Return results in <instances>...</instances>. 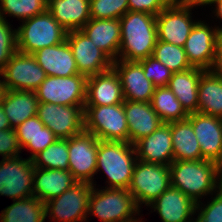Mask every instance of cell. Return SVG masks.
<instances>
[{"label":"cell","mask_w":222,"mask_h":222,"mask_svg":"<svg viewBox=\"0 0 222 222\" xmlns=\"http://www.w3.org/2000/svg\"><path fill=\"white\" fill-rule=\"evenodd\" d=\"M0 78H2L1 74H0ZM5 92H6V87L4 85V82L3 80H0V103L3 100Z\"/></svg>","instance_id":"obj_49"},{"label":"cell","mask_w":222,"mask_h":222,"mask_svg":"<svg viewBox=\"0 0 222 222\" xmlns=\"http://www.w3.org/2000/svg\"><path fill=\"white\" fill-rule=\"evenodd\" d=\"M209 71L212 74L222 78V38L217 44L214 60Z\"/></svg>","instance_id":"obj_44"},{"label":"cell","mask_w":222,"mask_h":222,"mask_svg":"<svg viewBox=\"0 0 222 222\" xmlns=\"http://www.w3.org/2000/svg\"><path fill=\"white\" fill-rule=\"evenodd\" d=\"M47 10L67 32L81 30L91 19L90 0H51Z\"/></svg>","instance_id":"obj_26"},{"label":"cell","mask_w":222,"mask_h":222,"mask_svg":"<svg viewBox=\"0 0 222 222\" xmlns=\"http://www.w3.org/2000/svg\"><path fill=\"white\" fill-rule=\"evenodd\" d=\"M78 181L69 170L34 169L33 196L46 203L50 199L60 196Z\"/></svg>","instance_id":"obj_25"},{"label":"cell","mask_w":222,"mask_h":222,"mask_svg":"<svg viewBox=\"0 0 222 222\" xmlns=\"http://www.w3.org/2000/svg\"><path fill=\"white\" fill-rule=\"evenodd\" d=\"M81 31L113 61L118 60L121 45L120 19L91 18Z\"/></svg>","instance_id":"obj_24"},{"label":"cell","mask_w":222,"mask_h":222,"mask_svg":"<svg viewBox=\"0 0 222 222\" xmlns=\"http://www.w3.org/2000/svg\"><path fill=\"white\" fill-rule=\"evenodd\" d=\"M1 77L6 90L35 92L47 75L32 54L17 51L1 69Z\"/></svg>","instance_id":"obj_12"},{"label":"cell","mask_w":222,"mask_h":222,"mask_svg":"<svg viewBox=\"0 0 222 222\" xmlns=\"http://www.w3.org/2000/svg\"><path fill=\"white\" fill-rule=\"evenodd\" d=\"M11 128L12 127L9 123V120L7 119L4 109L2 108V105L0 103V130H8Z\"/></svg>","instance_id":"obj_48"},{"label":"cell","mask_w":222,"mask_h":222,"mask_svg":"<svg viewBox=\"0 0 222 222\" xmlns=\"http://www.w3.org/2000/svg\"><path fill=\"white\" fill-rule=\"evenodd\" d=\"M32 55L47 76L67 77L79 74L72 50L66 40L54 46L44 47Z\"/></svg>","instance_id":"obj_23"},{"label":"cell","mask_w":222,"mask_h":222,"mask_svg":"<svg viewBox=\"0 0 222 222\" xmlns=\"http://www.w3.org/2000/svg\"><path fill=\"white\" fill-rule=\"evenodd\" d=\"M22 149L15 128L0 130V155L2 159L20 156Z\"/></svg>","instance_id":"obj_40"},{"label":"cell","mask_w":222,"mask_h":222,"mask_svg":"<svg viewBox=\"0 0 222 222\" xmlns=\"http://www.w3.org/2000/svg\"><path fill=\"white\" fill-rule=\"evenodd\" d=\"M192 8L166 6L157 16L158 40L184 47L197 20L192 19Z\"/></svg>","instance_id":"obj_16"},{"label":"cell","mask_w":222,"mask_h":222,"mask_svg":"<svg viewBox=\"0 0 222 222\" xmlns=\"http://www.w3.org/2000/svg\"><path fill=\"white\" fill-rule=\"evenodd\" d=\"M211 199L205 205L201 201L196 204L198 216L195 222H222V192L217 191Z\"/></svg>","instance_id":"obj_39"},{"label":"cell","mask_w":222,"mask_h":222,"mask_svg":"<svg viewBox=\"0 0 222 222\" xmlns=\"http://www.w3.org/2000/svg\"><path fill=\"white\" fill-rule=\"evenodd\" d=\"M36 116L58 139H69L84 131V105L39 102Z\"/></svg>","instance_id":"obj_10"},{"label":"cell","mask_w":222,"mask_h":222,"mask_svg":"<svg viewBox=\"0 0 222 222\" xmlns=\"http://www.w3.org/2000/svg\"><path fill=\"white\" fill-rule=\"evenodd\" d=\"M205 71L202 68L192 67L173 73L167 85L188 114L198 112L199 80Z\"/></svg>","instance_id":"obj_27"},{"label":"cell","mask_w":222,"mask_h":222,"mask_svg":"<svg viewBox=\"0 0 222 222\" xmlns=\"http://www.w3.org/2000/svg\"><path fill=\"white\" fill-rule=\"evenodd\" d=\"M198 112L222 118V78L209 70L199 80Z\"/></svg>","instance_id":"obj_30"},{"label":"cell","mask_w":222,"mask_h":222,"mask_svg":"<svg viewBox=\"0 0 222 222\" xmlns=\"http://www.w3.org/2000/svg\"><path fill=\"white\" fill-rule=\"evenodd\" d=\"M212 5L216 6L213 10V14H215L214 16L217 19L219 18L222 20V0H217ZM214 26L218 29L220 35L222 36V26H216V25Z\"/></svg>","instance_id":"obj_47"},{"label":"cell","mask_w":222,"mask_h":222,"mask_svg":"<svg viewBox=\"0 0 222 222\" xmlns=\"http://www.w3.org/2000/svg\"><path fill=\"white\" fill-rule=\"evenodd\" d=\"M167 6L166 0H128L129 11L157 16Z\"/></svg>","instance_id":"obj_43"},{"label":"cell","mask_w":222,"mask_h":222,"mask_svg":"<svg viewBox=\"0 0 222 222\" xmlns=\"http://www.w3.org/2000/svg\"><path fill=\"white\" fill-rule=\"evenodd\" d=\"M121 45L118 59L140 61L152 56L158 40L156 16L128 11L120 18Z\"/></svg>","instance_id":"obj_1"},{"label":"cell","mask_w":222,"mask_h":222,"mask_svg":"<svg viewBox=\"0 0 222 222\" xmlns=\"http://www.w3.org/2000/svg\"><path fill=\"white\" fill-rule=\"evenodd\" d=\"M98 139L83 131L68 139L69 168L78 182L94 184L97 166Z\"/></svg>","instance_id":"obj_13"},{"label":"cell","mask_w":222,"mask_h":222,"mask_svg":"<svg viewBox=\"0 0 222 222\" xmlns=\"http://www.w3.org/2000/svg\"><path fill=\"white\" fill-rule=\"evenodd\" d=\"M46 10V0H0V18L2 19H6L8 15L21 22Z\"/></svg>","instance_id":"obj_34"},{"label":"cell","mask_w":222,"mask_h":222,"mask_svg":"<svg viewBox=\"0 0 222 222\" xmlns=\"http://www.w3.org/2000/svg\"><path fill=\"white\" fill-rule=\"evenodd\" d=\"M216 184L219 192H222V155L215 161Z\"/></svg>","instance_id":"obj_46"},{"label":"cell","mask_w":222,"mask_h":222,"mask_svg":"<svg viewBox=\"0 0 222 222\" xmlns=\"http://www.w3.org/2000/svg\"><path fill=\"white\" fill-rule=\"evenodd\" d=\"M167 6L170 7H182V8H194L202 6V0H166Z\"/></svg>","instance_id":"obj_45"},{"label":"cell","mask_w":222,"mask_h":222,"mask_svg":"<svg viewBox=\"0 0 222 222\" xmlns=\"http://www.w3.org/2000/svg\"><path fill=\"white\" fill-rule=\"evenodd\" d=\"M34 165L30 158L21 156L0 161V196L19 200L33 196Z\"/></svg>","instance_id":"obj_9"},{"label":"cell","mask_w":222,"mask_h":222,"mask_svg":"<svg viewBox=\"0 0 222 222\" xmlns=\"http://www.w3.org/2000/svg\"><path fill=\"white\" fill-rule=\"evenodd\" d=\"M148 206L157 211L162 222H195L192 217L197 215L196 203L173 186Z\"/></svg>","instance_id":"obj_20"},{"label":"cell","mask_w":222,"mask_h":222,"mask_svg":"<svg viewBox=\"0 0 222 222\" xmlns=\"http://www.w3.org/2000/svg\"><path fill=\"white\" fill-rule=\"evenodd\" d=\"M169 169L171 186L178 188L196 204L203 196H213L218 191L214 161L174 160Z\"/></svg>","instance_id":"obj_2"},{"label":"cell","mask_w":222,"mask_h":222,"mask_svg":"<svg viewBox=\"0 0 222 222\" xmlns=\"http://www.w3.org/2000/svg\"><path fill=\"white\" fill-rule=\"evenodd\" d=\"M152 57L162 62L173 73L192 68L184 47L157 40Z\"/></svg>","instance_id":"obj_35"},{"label":"cell","mask_w":222,"mask_h":222,"mask_svg":"<svg viewBox=\"0 0 222 222\" xmlns=\"http://www.w3.org/2000/svg\"><path fill=\"white\" fill-rule=\"evenodd\" d=\"M58 138L47 127L44 126L33 140H30L23 148L28 149L30 152L29 158L32 159L39 152L43 151L49 145L53 144Z\"/></svg>","instance_id":"obj_42"},{"label":"cell","mask_w":222,"mask_h":222,"mask_svg":"<svg viewBox=\"0 0 222 222\" xmlns=\"http://www.w3.org/2000/svg\"><path fill=\"white\" fill-rule=\"evenodd\" d=\"M187 119L192 123L202 157L215 162L222 155V118L196 112Z\"/></svg>","instance_id":"obj_19"},{"label":"cell","mask_w":222,"mask_h":222,"mask_svg":"<svg viewBox=\"0 0 222 222\" xmlns=\"http://www.w3.org/2000/svg\"><path fill=\"white\" fill-rule=\"evenodd\" d=\"M135 147L129 142L98 140L96 175H107L106 188L128 189L137 162Z\"/></svg>","instance_id":"obj_3"},{"label":"cell","mask_w":222,"mask_h":222,"mask_svg":"<svg viewBox=\"0 0 222 222\" xmlns=\"http://www.w3.org/2000/svg\"><path fill=\"white\" fill-rule=\"evenodd\" d=\"M215 1L217 0H202V7L206 5L212 6L211 4H213Z\"/></svg>","instance_id":"obj_50"},{"label":"cell","mask_w":222,"mask_h":222,"mask_svg":"<svg viewBox=\"0 0 222 222\" xmlns=\"http://www.w3.org/2000/svg\"><path fill=\"white\" fill-rule=\"evenodd\" d=\"M123 102L120 78L113 68L87 77L84 106L116 105Z\"/></svg>","instance_id":"obj_21"},{"label":"cell","mask_w":222,"mask_h":222,"mask_svg":"<svg viewBox=\"0 0 222 222\" xmlns=\"http://www.w3.org/2000/svg\"><path fill=\"white\" fill-rule=\"evenodd\" d=\"M38 98L36 92L6 90L2 108L12 128L37 115Z\"/></svg>","instance_id":"obj_28"},{"label":"cell","mask_w":222,"mask_h":222,"mask_svg":"<svg viewBox=\"0 0 222 222\" xmlns=\"http://www.w3.org/2000/svg\"><path fill=\"white\" fill-rule=\"evenodd\" d=\"M123 108L128 125V142L131 144L149 136L164 123L153 110L151 102L124 100Z\"/></svg>","instance_id":"obj_22"},{"label":"cell","mask_w":222,"mask_h":222,"mask_svg":"<svg viewBox=\"0 0 222 222\" xmlns=\"http://www.w3.org/2000/svg\"><path fill=\"white\" fill-rule=\"evenodd\" d=\"M68 155V139H57L53 144L35 155L32 161L36 168L68 170Z\"/></svg>","instance_id":"obj_33"},{"label":"cell","mask_w":222,"mask_h":222,"mask_svg":"<svg viewBox=\"0 0 222 222\" xmlns=\"http://www.w3.org/2000/svg\"><path fill=\"white\" fill-rule=\"evenodd\" d=\"M140 212L128 189H96L93 186L88 200V217H98L101 222H144L141 217H135L140 216Z\"/></svg>","instance_id":"obj_4"},{"label":"cell","mask_w":222,"mask_h":222,"mask_svg":"<svg viewBox=\"0 0 222 222\" xmlns=\"http://www.w3.org/2000/svg\"><path fill=\"white\" fill-rule=\"evenodd\" d=\"M112 68L120 78L124 100L151 102L156 86L146 78L138 61L118 59Z\"/></svg>","instance_id":"obj_17"},{"label":"cell","mask_w":222,"mask_h":222,"mask_svg":"<svg viewBox=\"0 0 222 222\" xmlns=\"http://www.w3.org/2000/svg\"><path fill=\"white\" fill-rule=\"evenodd\" d=\"M93 185L77 182L45 204V217L54 222H88V200ZM50 215V216H49Z\"/></svg>","instance_id":"obj_8"},{"label":"cell","mask_w":222,"mask_h":222,"mask_svg":"<svg viewBox=\"0 0 222 222\" xmlns=\"http://www.w3.org/2000/svg\"><path fill=\"white\" fill-rule=\"evenodd\" d=\"M66 41L72 50L79 74L89 77L112 69L113 60L81 30L67 32Z\"/></svg>","instance_id":"obj_14"},{"label":"cell","mask_w":222,"mask_h":222,"mask_svg":"<svg viewBox=\"0 0 222 222\" xmlns=\"http://www.w3.org/2000/svg\"><path fill=\"white\" fill-rule=\"evenodd\" d=\"M171 186L169 166L137 160L128 190L136 205H148Z\"/></svg>","instance_id":"obj_7"},{"label":"cell","mask_w":222,"mask_h":222,"mask_svg":"<svg viewBox=\"0 0 222 222\" xmlns=\"http://www.w3.org/2000/svg\"><path fill=\"white\" fill-rule=\"evenodd\" d=\"M151 105L164 123L182 121L189 115L168 86L155 88Z\"/></svg>","instance_id":"obj_32"},{"label":"cell","mask_w":222,"mask_h":222,"mask_svg":"<svg viewBox=\"0 0 222 222\" xmlns=\"http://www.w3.org/2000/svg\"><path fill=\"white\" fill-rule=\"evenodd\" d=\"M44 126L42 121L34 116L15 127L21 147L23 148L30 140H33Z\"/></svg>","instance_id":"obj_41"},{"label":"cell","mask_w":222,"mask_h":222,"mask_svg":"<svg viewBox=\"0 0 222 222\" xmlns=\"http://www.w3.org/2000/svg\"><path fill=\"white\" fill-rule=\"evenodd\" d=\"M133 145L138 160L169 166L174 161L171 122L163 123L149 136L139 139Z\"/></svg>","instance_id":"obj_18"},{"label":"cell","mask_w":222,"mask_h":222,"mask_svg":"<svg viewBox=\"0 0 222 222\" xmlns=\"http://www.w3.org/2000/svg\"><path fill=\"white\" fill-rule=\"evenodd\" d=\"M128 11V0H90L91 18L120 19Z\"/></svg>","instance_id":"obj_36"},{"label":"cell","mask_w":222,"mask_h":222,"mask_svg":"<svg viewBox=\"0 0 222 222\" xmlns=\"http://www.w3.org/2000/svg\"><path fill=\"white\" fill-rule=\"evenodd\" d=\"M87 77L76 74L67 77L47 76L35 91L38 102L57 105H85Z\"/></svg>","instance_id":"obj_11"},{"label":"cell","mask_w":222,"mask_h":222,"mask_svg":"<svg viewBox=\"0 0 222 222\" xmlns=\"http://www.w3.org/2000/svg\"><path fill=\"white\" fill-rule=\"evenodd\" d=\"M45 204L34 196L13 200L0 213V222H45Z\"/></svg>","instance_id":"obj_31"},{"label":"cell","mask_w":222,"mask_h":222,"mask_svg":"<svg viewBox=\"0 0 222 222\" xmlns=\"http://www.w3.org/2000/svg\"><path fill=\"white\" fill-rule=\"evenodd\" d=\"M17 52L16 29L7 19L0 18V70Z\"/></svg>","instance_id":"obj_37"},{"label":"cell","mask_w":222,"mask_h":222,"mask_svg":"<svg viewBox=\"0 0 222 222\" xmlns=\"http://www.w3.org/2000/svg\"><path fill=\"white\" fill-rule=\"evenodd\" d=\"M143 68L144 75L156 87L167 86L173 72L162 62L149 56L146 59L138 61Z\"/></svg>","instance_id":"obj_38"},{"label":"cell","mask_w":222,"mask_h":222,"mask_svg":"<svg viewBox=\"0 0 222 222\" xmlns=\"http://www.w3.org/2000/svg\"><path fill=\"white\" fill-rule=\"evenodd\" d=\"M171 136L174 160L197 161L204 159L192 123L188 119L171 122Z\"/></svg>","instance_id":"obj_29"},{"label":"cell","mask_w":222,"mask_h":222,"mask_svg":"<svg viewBox=\"0 0 222 222\" xmlns=\"http://www.w3.org/2000/svg\"><path fill=\"white\" fill-rule=\"evenodd\" d=\"M209 25L204 20H198L185 42L184 50L192 67L209 70L212 66L216 47L222 36L216 27Z\"/></svg>","instance_id":"obj_15"},{"label":"cell","mask_w":222,"mask_h":222,"mask_svg":"<svg viewBox=\"0 0 222 222\" xmlns=\"http://www.w3.org/2000/svg\"><path fill=\"white\" fill-rule=\"evenodd\" d=\"M84 131L98 140L128 142V125L123 103L84 106Z\"/></svg>","instance_id":"obj_6"},{"label":"cell","mask_w":222,"mask_h":222,"mask_svg":"<svg viewBox=\"0 0 222 222\" xmlns=\"http://www.w3.org/2000/svg\"><path fill=\"white\" fill-rule=\"evenodd\" d=\"M21 22L16 29L17 51L21 53L33 54L66 40L67 31L48 10Z\"/></svg>","instance_id":"obj_5"}]
</instances>
